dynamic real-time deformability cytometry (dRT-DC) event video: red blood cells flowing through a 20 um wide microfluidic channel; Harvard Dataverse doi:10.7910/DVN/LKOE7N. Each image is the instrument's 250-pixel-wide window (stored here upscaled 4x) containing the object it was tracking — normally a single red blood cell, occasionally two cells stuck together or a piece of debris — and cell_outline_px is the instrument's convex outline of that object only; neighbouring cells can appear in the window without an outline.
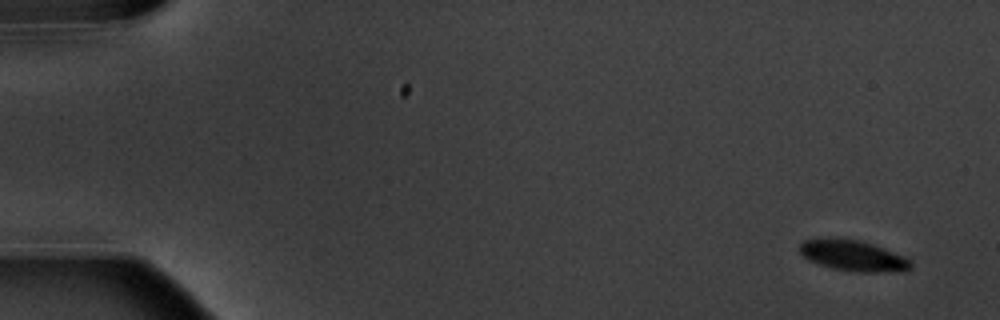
{"species": "common noctule bat (a hibernating species)", "species_latin": "Nyctalus noctula", "temperature_condition": "warm", "stored_images_in_passage": 7, "camera_frame_rate_fps": 3000, "um_per_image_px": 0.085, "animal": {"sex": "male", "body_mass_g": 20.1, "forearm_length_mm": 53.5}, "frame": {"image": 1, "passage_image": 1, "time_ms": 0.0, "image_size_px": [1000, 320], "cell_outline_px": [[912, 268], [904, 272], [852, 272], [832, 268], [808, 260], [800, 252], [800, 244], [804, 240], [860, 240], [884, 248], [904, 256], [912, 260]], "centroid_in_image_um": [72.62, 21.78], "position_along_channel_um": 12.4, "area_um2": 19.65}}
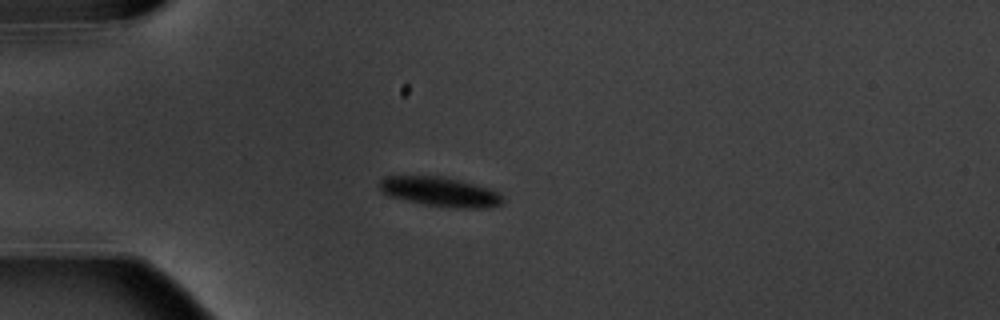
{"frame": {"image": 2, "passage_image": 5, "time_ms": 4.333, "image_size_px": [1000, 320], "cell_outline_px": [[504, 204], [492, 208], [452, 208], [424, 204], [388, 196], [380, 192], [380, 180], [388, 176], [436, 176], [456, 180], [472, 184], [496, 192], [504, 200]], "centroid_in_image_um": [37.38, 16.33], "position_along_channel_um": 47.6, "area_um2": 20.87}}